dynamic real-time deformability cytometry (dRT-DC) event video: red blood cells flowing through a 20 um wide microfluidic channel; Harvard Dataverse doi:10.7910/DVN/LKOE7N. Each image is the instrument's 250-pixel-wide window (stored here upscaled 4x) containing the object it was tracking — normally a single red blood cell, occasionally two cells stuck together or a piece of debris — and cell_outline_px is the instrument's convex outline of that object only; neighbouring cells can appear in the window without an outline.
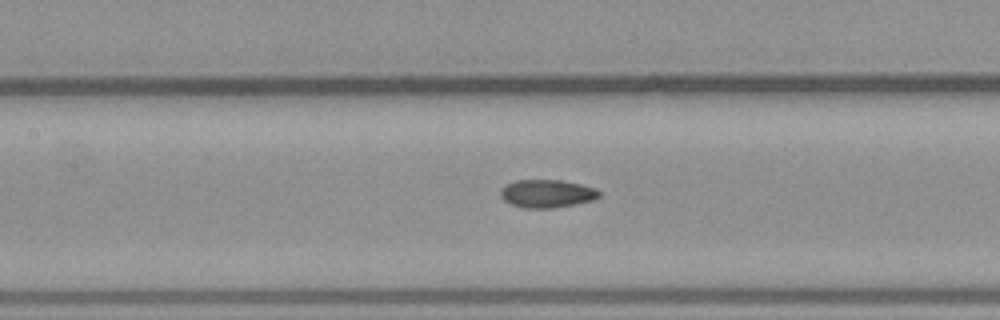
{"species": "common noctule bat (a hibernating species)", "species_latin": "Nyctalus noctula", "temperature_condition": "warm", "stored_images_in_passage": 12, "camera_frame_rate_fps": 3000, "um_per_image_px": 0.085, "animal": {"sex": "male", "body_mass_g": 23.1, "forearm_length_mm": 52.7}, "frame": {"image": 1, "passage_image": 10, "time_ms": 3.0, "image_size_px": [1000, 320], "cell_outline_px": [[600, 196], [592, 200], [576, 204], [552, 208], [524, 208], [512, 204], [504, 200], [500, 196], [500, 192], [508, 184], [516, 180], [560, 180], [580, 184], [596, 188], [600, 192]], "centroid_in_image_um": [46.51, 16.46], "position_along_channel_um": 160.9, "area_um2": 15.95}}